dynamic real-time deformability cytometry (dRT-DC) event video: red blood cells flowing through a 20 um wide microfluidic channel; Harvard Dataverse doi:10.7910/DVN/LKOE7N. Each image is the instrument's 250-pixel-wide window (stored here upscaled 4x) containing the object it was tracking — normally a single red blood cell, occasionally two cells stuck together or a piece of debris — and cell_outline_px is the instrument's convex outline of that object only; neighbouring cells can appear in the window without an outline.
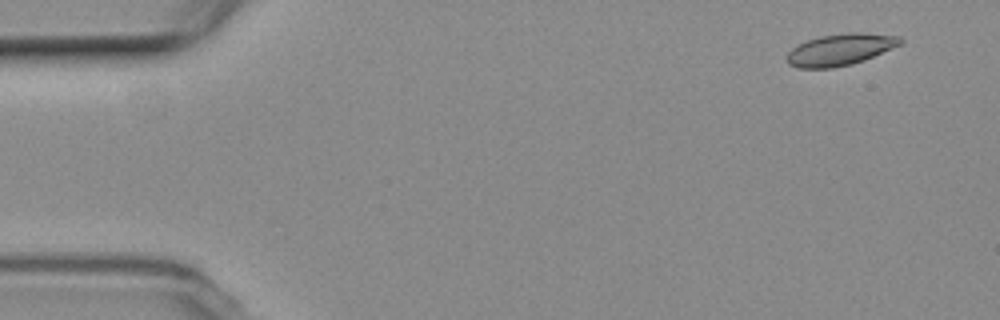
{"species": "common noctule bat (a hibernating species)", "species_latin": "Nyctalus noctula", "temperature_condition": "room temperature", "stored_images_in_passage": 4, "camera_frame_rate_fps": 3000, "um_per_image_px": 0.085, "animal": {"sex": "female", "body_mass_g": 19.3, "forearm_length_mm": 54.1}, "frame": {"image": 1, "passage_image": 1, "time_ms": 0.0, "image_size_px": [1000, 320], "cell_outline_px": [[904, 40], [900, 44], [864, 60], [852, 64], [832, 68], [800, 68], [788, 64], [784, 60], [788, 52], [792, 48], [808, 40], [820, 36], [844, 32], [860, 32], [900, 36]], "centroid_in_image_um": [71.39, 4.21], "position_along_channel_um": 13.6, "area_um2": 20.92}}
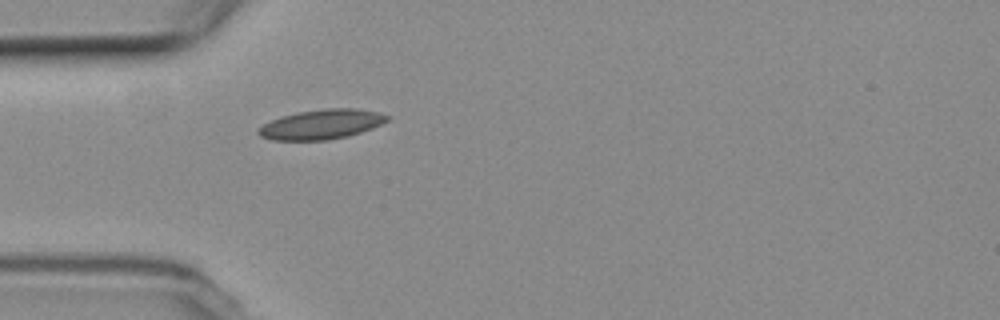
{"frame": {"image": 2, "passage_image": 4, "time_ms": 4.333, "image_size_px": [1000, 320], "cell_outline_px": [[392, 120], [372, 128], [348, 136], [328, 140], [272, 140], [260, 136], [256, 132], [256, 128], [280, 116], [296, 112], [324, 108], [356, 108], [380, 112], [392, 116]], "centroid_in_image_um": [27.36, 10.56], "position_along_channel_um": 57.6, "area_um2": 22.72}}